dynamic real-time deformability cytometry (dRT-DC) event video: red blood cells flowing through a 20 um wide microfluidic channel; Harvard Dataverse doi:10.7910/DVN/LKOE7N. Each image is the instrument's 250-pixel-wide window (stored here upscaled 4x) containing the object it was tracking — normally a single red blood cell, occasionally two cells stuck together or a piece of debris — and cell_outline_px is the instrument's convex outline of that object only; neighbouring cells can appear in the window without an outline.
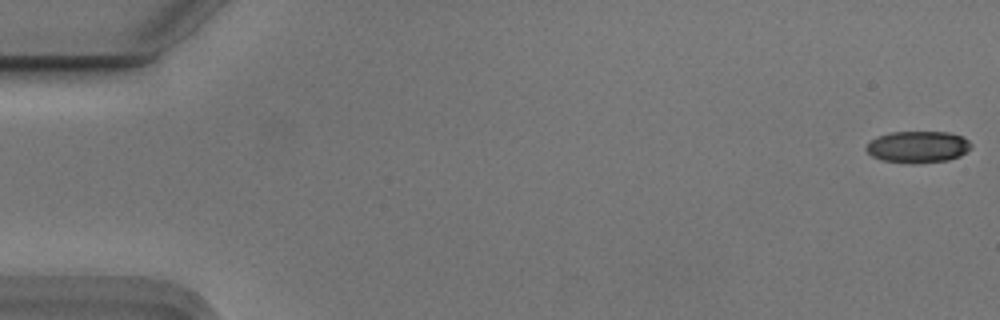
{"species": "Egyptian fruit bat (a non-hibernating species)", "species_latin": "Rousettus aegyptiacus", "temperature_condition": "cold", "stored_images_in_passage": 55, "camera_frame_rate_fps": 3000, "um_per_image_px": 0.085, "animal": {"sex": "male"}, "frame": {"image": 1, "passage_image": 1, "time_ms": 0.0, "image_size_px": [1000, 320], "cell_outline_px": [[972, 148], [960, 156], [948, 160], [912, 164], [884, 160], [872, 156], [864, 148], [872, 140], [880, 136], [892, 132], [948, 132], [964, 136], [972, 144]], "centroid_in_image_um": [78.07, 12.49], "position_along_channel_um": 6.9, "area_um2": 19.36}}
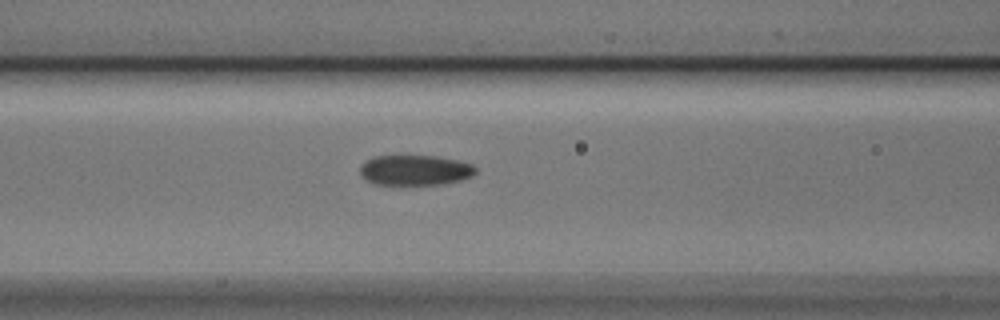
{"frame": {"image": 2, "passage_image": 23, "time_ms": 7.333, "image_size_px": [1000, 320], "cell_outline_px": [[476, 172], [472, 176], [460, 180], [444, 184], [372, 184], [360, 176], [360, 164], [372, 156], [436, 156], [460, 160], [472, 164], [476, 168]], "centroid_in_image_um": [35.26, 14.46], "position_along_channel_um": 131.3, "area_um2": 20.58}}
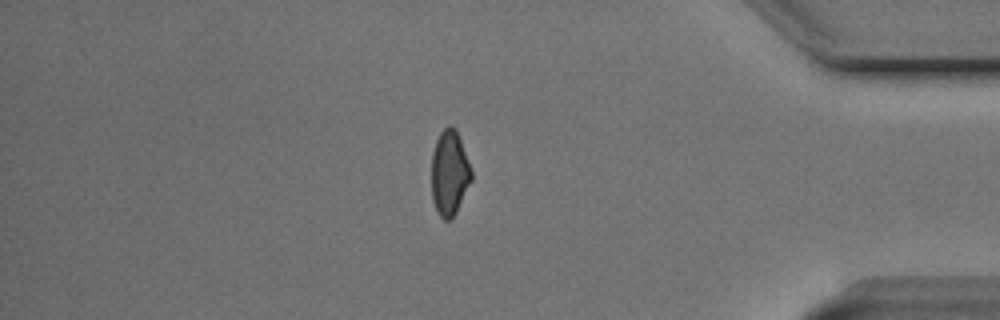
{"frame": {"image": 3, "passage_image": 47, "time_ms": 15.333, "image_size_px": [1000, 320], "cell_outline_px": [[472, 180], [456, 212], [448, 220], [444, 220], [436, 212], [432, 200], [432, 152], [436, 140], [440, 132], [448, 124], [452, 124], [456, 128], [472, 172]], "centroid_in_image_um": [38.2, 14.68], "position_along_channel_um": 397.0, "area_um2": 19.83}, "authors_computed_cell_mechanics": {"area_um2": 20.3456, "velocity_mm_per_s": 3.738, "shape_relaxation_time_tau1_ms": 3.8265, "shape_relaxation_time_tau2_ms": 2.5873, "deformation_change_tau1": 0.1254, "deformation_change_tau2": 0.084}}